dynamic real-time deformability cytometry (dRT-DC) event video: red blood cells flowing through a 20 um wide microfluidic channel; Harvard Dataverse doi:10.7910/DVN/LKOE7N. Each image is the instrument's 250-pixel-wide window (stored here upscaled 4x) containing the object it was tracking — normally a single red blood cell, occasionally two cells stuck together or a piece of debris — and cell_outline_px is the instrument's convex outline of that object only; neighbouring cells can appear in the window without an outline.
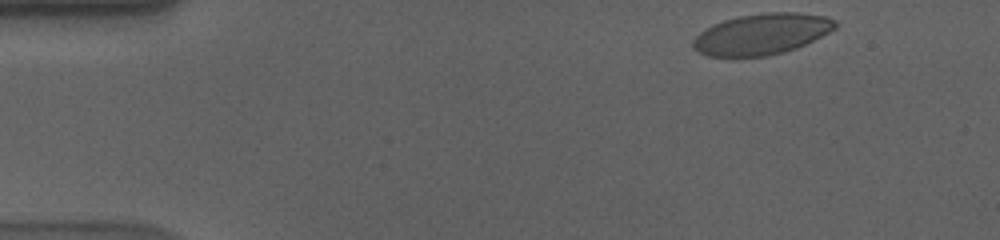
{"species": "human", "species_latin": "Homo sapiens", "temperature_condition": "cold", "stored_images_in_passage": 52, "camera_frame_rate_fps": 3000, "um_per_image_px": 0.085, "donor": {"sex": "male"}, "frame": {"image": 1, "passage_image": 1, "time_ms": 0.0, "image_size_px": [1000, 240], "cell_outline_px": [[836, 28], [796, 48], [784, 52], [764, 56], [708, 56], [692, 48], [692, 40], [704, 28], [712, 24], [724, 20], [740, 16], [764, 12], [796, 12], [824, 16], [836, 20]], "centroid_in_image_um": [64.71, 2.89], "position_along_channel_um": 20.3, "area_um2": 33.76}}
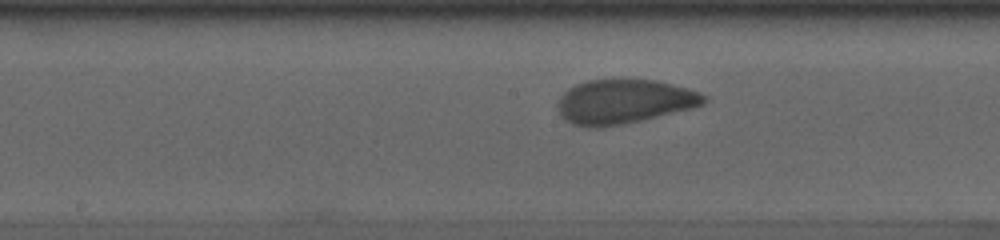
{"frame": {"image": 2, "passage_image": 24, "time_ms": 7.667, "image_size_px": [1000, 240], "cell_outline_px": [[708, 100], [704, 104], [692, 108], [644, 120], [624, 124], [600, 128], [588, 128], [572, 124], [564, 120], [560, 116], [556, 104], [560, 96], [568, 88], [576, 84], [588, 80], [656, 80], [688, 88], [700, 92]], "centroid_in_image_um": [53.01, 8.66], "position_along_channel_um": 195.2, "area_um2": 38.09}}
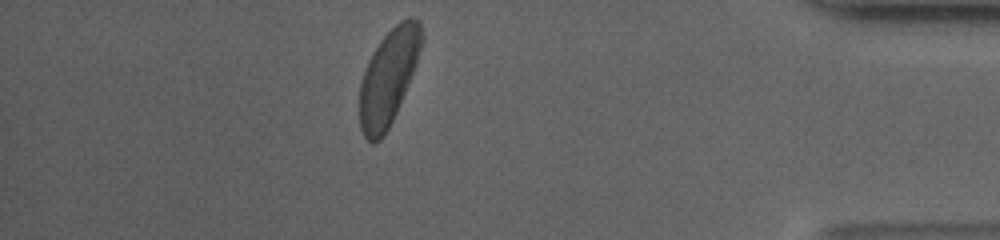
{"frame": {"image": 3, "passage_image": 45, "time_ms": 14.667, "image_size_px": [1000, 240], "cell_outline_px": [[424, 40], [416, 64], [396, 112], [384, 136], [380, 140], [372, 144], [364, 136], [360, 128], [360, 84], [364, 68], [372, 52], [380, 40], [400, 20], [408, 16], [412, 16], [420, 20], [424, 36]], "centroid_in_image_um": [33.03, 6.51], "position_along_channel_um": 402.2, "area_um2": 34.56}, "authors_computed_cell_mechanics": {"area_um2": 36.2984, "velocity_mm_per_s": 3.541, "shape_relaxation_time_tau1_ms": 3.3281, "shape_relaxation_time_tau2_ms": 1.0033, "deformation_change_tau1": 0.1467, "deformation_change_tau2": 0.0642}}